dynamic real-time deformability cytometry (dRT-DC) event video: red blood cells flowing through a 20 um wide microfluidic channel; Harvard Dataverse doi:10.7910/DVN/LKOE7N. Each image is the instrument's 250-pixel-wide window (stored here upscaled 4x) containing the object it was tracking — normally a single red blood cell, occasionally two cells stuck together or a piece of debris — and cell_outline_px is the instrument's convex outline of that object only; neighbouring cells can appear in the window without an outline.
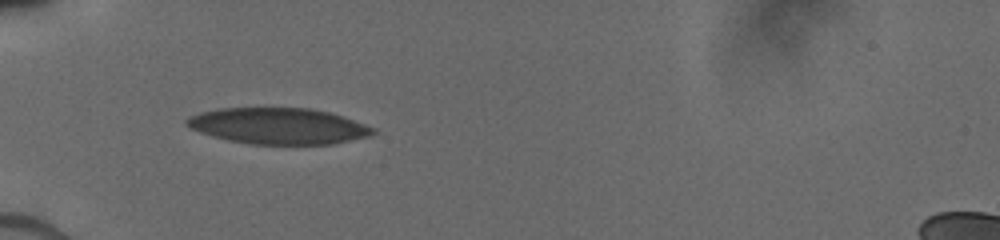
{"species": "human", "species_latin": "Homo sapiens", "temperature_condition": "cold", "stored_images_in_passage": 30, "camera_frame_rate_fps": 3000, "um_per_image_px": 0.085, "donor": {"sex": "male"}, "frame": {"image": 1, "passage_image": 1, "time_ms": 0.0, "image_size_px": [1000, 240], "cell_outline_px": [[376, 132], [368, 136], [332, 144], [252, 144], [228, 140], [200, 132], [184, 124], [184, 120], [200, 112], [220, 108], [308, 108], [328, 112], [344, 116], [376, 128]], "centroid_in_image_um": [23.68, 10.7], "position_along_channel_um": 61.3, "area_um2": 39.07}}
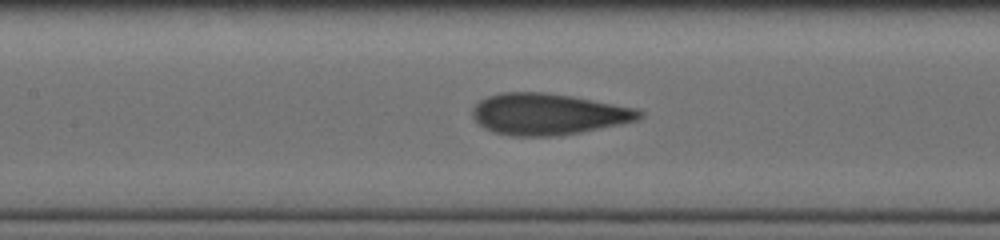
{"frame": {"image": 2, "passage_image": 14, "time_ms": 2.667, "image_size_px": [1000, 240], "cell_outline_px": [[644, 116], [636, 120], [620, 124], [580, 132], [556, 136], [512, 136], [496, 132], [484, 128], [472, 116], [472, 108], [480, 100], [488, 96], [500, 92], [544, 92], [572, 96], [636, 108], [644, 112]], "centroid_in_image_um": [46.59, 9.69], "position_along_channel_um": 160.8, "area_um2": 40.11}}
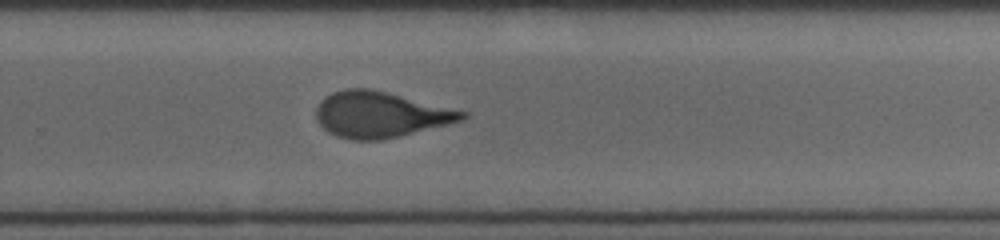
{"frame": {"image": 3, "passage_image": 30, "time_ms": 6.0, "image_size_px": [1000, 240], "cell_outline_px": [[468, 116], [460, 120], [400, 136], [384, 140], [352, 140], [336, 136], [328, 132], [316, 120], [316, 108], [320, 100], [324, 96], [332, 92], [344, 88], [368, 88], [388, 92], [468, 112]], "centroid_in_image_um": [32.26, 9.73], "position_along_channel_um": 297.5, "area_um2": 38.96}}